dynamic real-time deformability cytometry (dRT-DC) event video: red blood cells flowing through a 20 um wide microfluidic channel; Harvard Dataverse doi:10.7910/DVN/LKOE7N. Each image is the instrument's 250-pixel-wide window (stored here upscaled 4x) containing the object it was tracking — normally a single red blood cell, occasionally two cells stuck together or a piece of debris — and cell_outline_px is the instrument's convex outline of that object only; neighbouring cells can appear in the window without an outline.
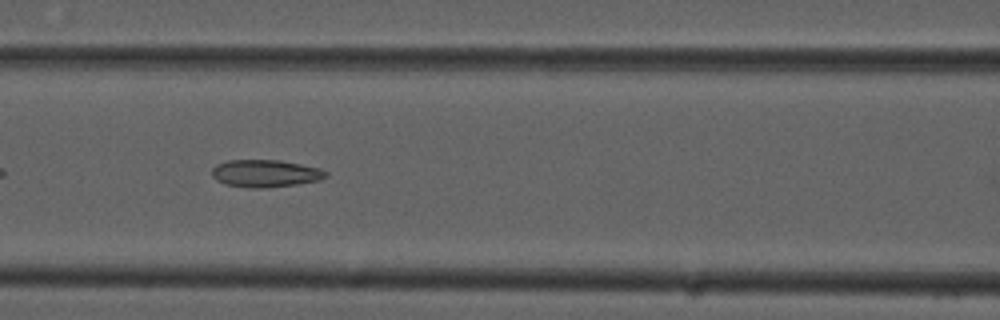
{"species": "common noctule bat (a hibernating species)", "species_latin": "Nyctalus noctula", "temperature_condition": "cold", "stored_images_in_passage": 40, "camera_frame_rate_fps": 3000, "um_per_image_px": 0.085, "animal": {"sex": "male", "forearm_length_mm": 52.5}, "frame": {"image": 1, "passage_image": 9, "time_ms": 2.667, "image_size_px": [1000, 320], "cell_outline_px": [[328, 176], [320, 180], [296, 184], [268, 188], [248, 188], [224, 184], [216, 180], [212, 176], [212, 168], [216, 164], [228, 160], [280, 160], [320, 168], [328, 172]], "centroid_in_image_um": [22.55, 14.74], "position_along_channel_um": 144.1, "area_um2": 18.38}}
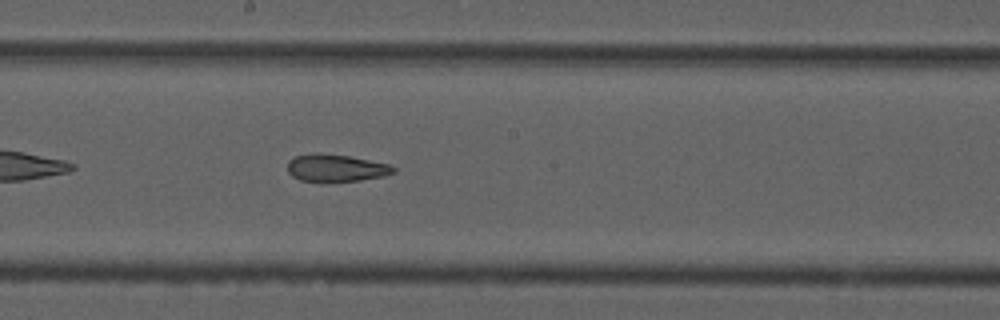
{"frame": {"image": 2, "passage_image": 15, "time_ms": 4.667, "image_size_px": [1000, 320], "cell_outline_px": [[396, 172], [384, 176], [360, 180], [300, 180], [292, 176], [288, 172], [288, 160], [296, 156], [316, 152], [348, 156], [388, 164], [396, 168]], "centroid_in_image_um": [28.55, 14.25], "position_along_channel_um": 219.6, "area_um2": 16.47}}
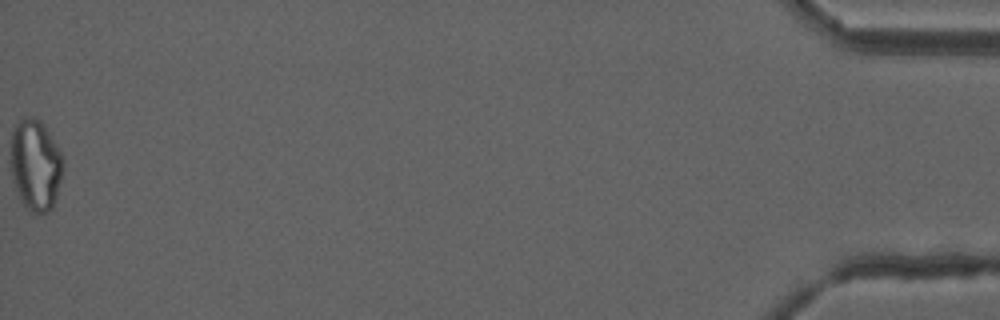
{"frame": {"image": 3, "passage_image": 40, "time_ms": 13.0, "image_size_px": [1000, 320], "cell_outline_px": [[64, 164], [56, 196], [52, 208], [48, 212], [36, 216], [28, 212], [20, 200], [12, 176], [12, 132], [16, 124], [20, 120], [32, 116], [36, 116], [44, 124], [60, 152], [64, 160]], "centroid_in_image_um": [3.03, 14.07], "position_along_channel_um": 432.2, "area_um2": 27.8}, "authors_computed_cell_mechanics": {"area_um2": 18.496, "velocity_mm_per_s": 3.7925, "shape_relaxation_time_tau1_ms": null, "shape_relaxation_time_tau2_ms": 2.717, "deformation_change_tau1": null, "deformation_change_tau2": 0.0956}}